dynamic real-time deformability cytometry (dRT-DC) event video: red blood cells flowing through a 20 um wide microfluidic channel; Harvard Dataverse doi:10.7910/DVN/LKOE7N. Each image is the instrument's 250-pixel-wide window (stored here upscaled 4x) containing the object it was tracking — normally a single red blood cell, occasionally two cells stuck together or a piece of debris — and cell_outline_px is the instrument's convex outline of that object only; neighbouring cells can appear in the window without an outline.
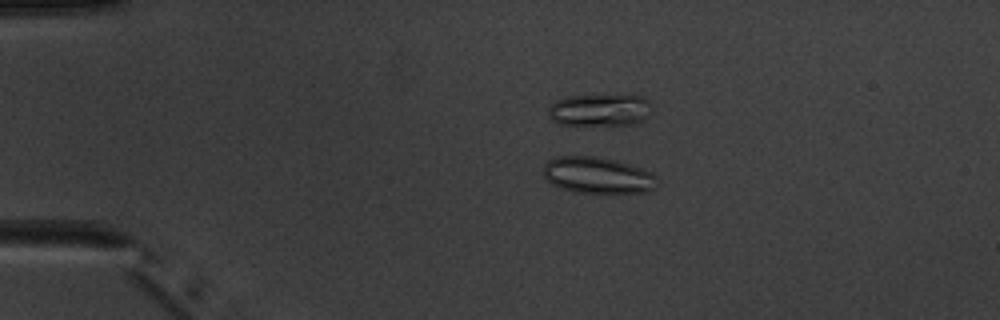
{"species": "common noctule bat (a hibernating species)", "species_latin": "Nyctalus noctula", "temperature_condition": "warm", "stored_images_in_passage": 6, "camera_frame_rate_fps": 3000, "um_per_image_px": 0.085, "animal": {"sex": "male", "body_mass_g": 20.1, "forearm_length_mm": 53.5}, "frame": {"image": 1, "passage_image": 2, "time_ms": 1.333, "image_size_px": [1000, 320], "cell_outline_px": [[656, 188], [648, 192], [572, 192], [560, 188], [552, 184], [544, 176], [544, 164], [548, 160], [556, 156], [596, 156], [616, 160], [652, 172], [656, 176]], "centroid_in_image_um": [50.78, 14.89], "position_along_channel_um": 34.2, "area_um2": 24.1}}
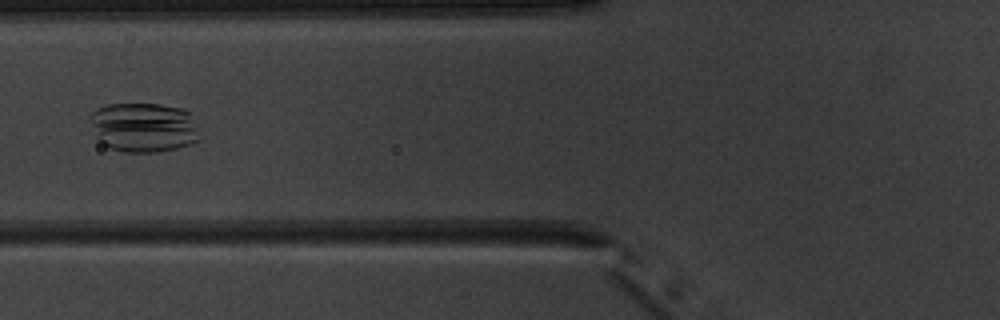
{"frame": {"image": 2, "passage_image": 5, "time_ms": 4.667, "image_size_px": [1000, 320], "cell_outline_px": [[200, 140], [176, 148], [156, 152], [124, 152], [108, 148], [96, 136], [88, 120], [88, 116], [96, 108], [108, 104], [160, 104], [184, 108], [188, 112], [196, 128]], "centroid_in_image_um": [12.15, 10.81], "position_along_channel_um": 113.6, "area_um2": 31.73}}